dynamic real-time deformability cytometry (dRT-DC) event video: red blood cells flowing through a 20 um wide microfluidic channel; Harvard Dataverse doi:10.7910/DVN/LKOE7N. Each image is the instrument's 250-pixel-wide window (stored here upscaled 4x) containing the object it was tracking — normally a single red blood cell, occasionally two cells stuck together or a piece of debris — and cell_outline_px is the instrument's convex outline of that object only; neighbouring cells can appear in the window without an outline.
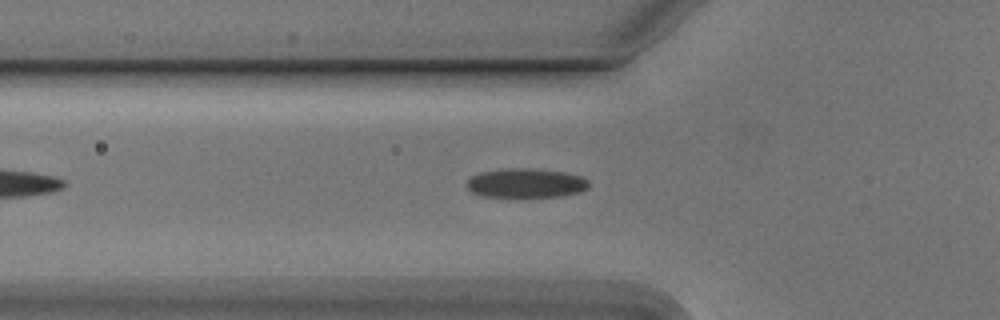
{"species": "Egyptian fruit bat (a non-hibernating species)", "species_latin": "Rousettus aegyptiacus", "temperature_condition": "cold", "stored_images_in_passage": 20, "camera_frame_rate_fps": 3000, "um_per_image_px": 0.085, "animal": {"sex": "male"}, "frame": {"image": 1, "passage_image": 3, "time_ms": 0.667, "image_size_px": [1000, 320], "cell_outline_px": [[588, 188], [580, 192], [560, 196], [480, 196], [472, 192], [464, 184], [472, 176], [480, 172], [512, 168], [528, 168], [564, 172], [580, 176], [588, 180]], "centroid_in_image_um": [44.68, 15.56], "position_along_channel_um": 81.1, "area_um2": 20.58}}
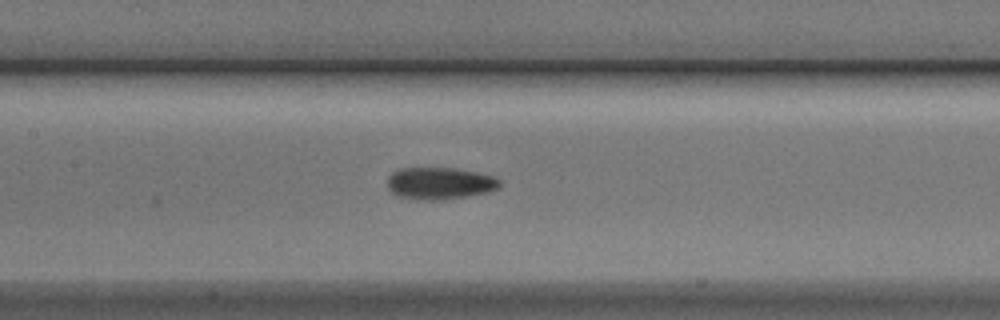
{"frame": {"image": 2, "passage_image": 10, "time_ms": 3.0, "image_size_px": [1000, 320], "cell_outline_px": [[500, 184], [496, 188], [488, 192], [468, 196], [444, 200], [412, 200], [396, 196], [388, 188], [388, 176], [392, 172], [400, 168], [452, 168], [492, 176], [500, 180]], "centroid_in_image_um": [37.31, 15.6], "position_along_channel_um": 170.1, "area_um2": 20.98}}
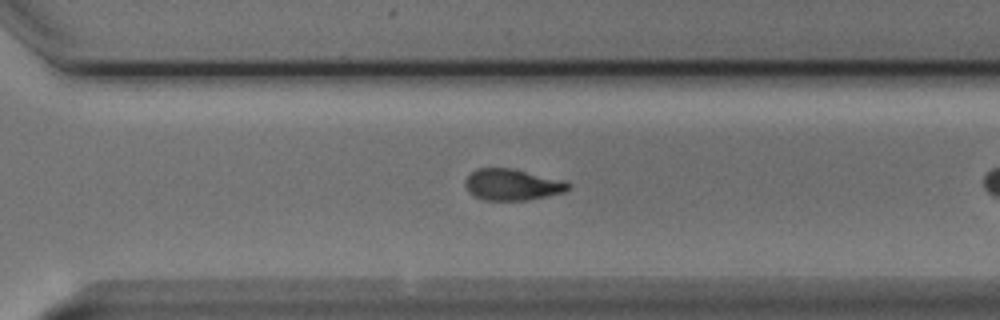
{"frame": {"image": 3, "passage_image": 19, "time_ms": 6.0, "image_size_px": [1000, 320], "cell_outline_px": [[572, 184], [564, 192], [528, 200], [484, 200], [468, 192], [464, 184], [464, 180], [476, 168], [512, 168], [568, 180]], "centroid_in_image_um": [43.57, 15.68], "position_along_channel_um": 327.0, "area_um2": 19.07}}